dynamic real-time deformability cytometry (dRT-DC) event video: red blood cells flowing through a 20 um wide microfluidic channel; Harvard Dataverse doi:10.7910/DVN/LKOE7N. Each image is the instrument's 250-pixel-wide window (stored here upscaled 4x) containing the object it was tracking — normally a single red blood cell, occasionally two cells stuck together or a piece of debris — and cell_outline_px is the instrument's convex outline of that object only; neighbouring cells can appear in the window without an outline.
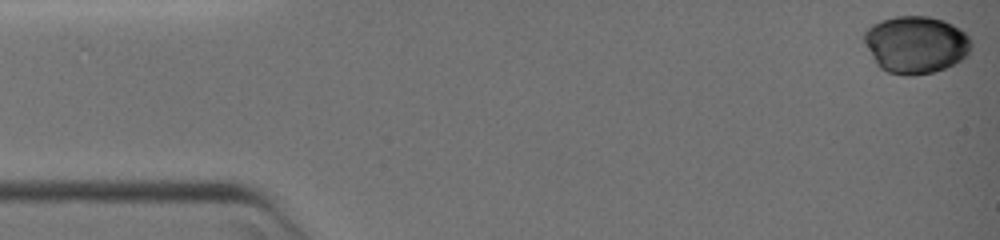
{"species": "common noctule bat (a hibernating species)", "species_latin": "Nyctalus noctula", "temperature_condition": "warm", "stored_images_in_passage": 68, "camera_frame_rate_fps": 3000, "um_per_image_px": 0.085, "animal": {"sex": "female", "body_mass_g": 19.0, "forearm_length_mm": 51.5}, "frame": {"image": 1, "passage_image": 1, "time_ms": 0.0, "image_size_px": [1000, 240], "cell_outline_px": [[972, 48], [968, 56], [944, 68], [932, 72], [912, 76], [908, 76], [888, 72], [880, 68], [876, 64], [864, 40], [864, 32], [872, 24], [880, 20], [896, 16], [928, 16], [944, 20], [960, 28], [972, 40]], "centroid_in_image_um": [77.87, 3.78], "position_along_channel_um": 7.1, "area_um2": 35.89}}
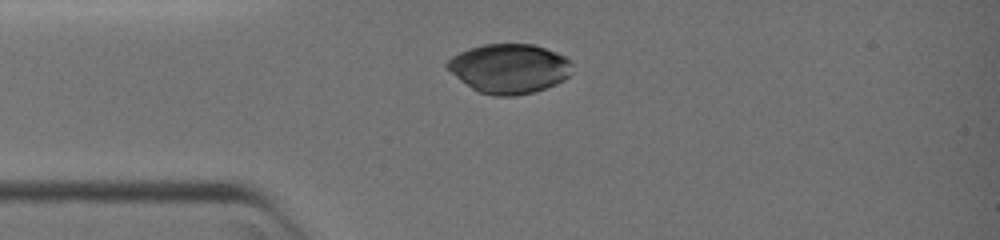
{"frame": {"image": 2, "passage_image": 19, "time_ms": 6.0, "image_size_px": [1000, 240], "cell_outline_px": [[572, 64], [568, 76], [564, 80], [556, 84], [532, 92], [512, 96], [492, 96], [480, 92], [472, 88], [460, 80], [444, 64], [452, 56], [468, 48], [484, 44], [532, 44], [556, 52], [572, 60]], "centroid_in_image_um": [43.28, 5.82], "position_along_channel_um": 41.7, "area_um2": 35.84}}